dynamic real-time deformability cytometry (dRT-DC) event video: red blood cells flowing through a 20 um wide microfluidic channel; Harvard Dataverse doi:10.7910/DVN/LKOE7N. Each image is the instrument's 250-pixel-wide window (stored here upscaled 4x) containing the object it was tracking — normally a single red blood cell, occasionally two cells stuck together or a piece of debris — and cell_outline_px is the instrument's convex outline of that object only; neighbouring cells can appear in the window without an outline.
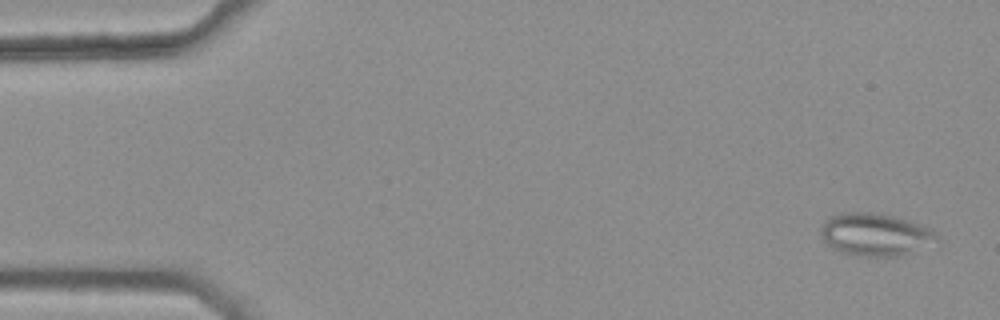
{"species": "common noctule bat (a hibernating species)", "species_latin": "Nyctalus noctula", "temperature_condition": "warm", "stored_images_in_passage": 45, "camera_frame_rate_fps": 3000, "um_per_image_px": 0.085, "animal": {"sex": "female", "body_mass_g": 25.1}, "frame": {"image": 1, "passage_image": 2, "time_ms": 0.333, "image_size_px": [1000, 320], "cell_outline_px": [[936, 240], [896, 256], [856, 256], [832, 248], [820, 236], [820, 228], [832, 216], [840, 212], [872, 212], [892, 216], [908, 220], [928, 228], [936, 236]], "centroid_in_image_um": [74.28, 19.91], "position_along_channel_um": 10.7, "area_um2": 27.8}}
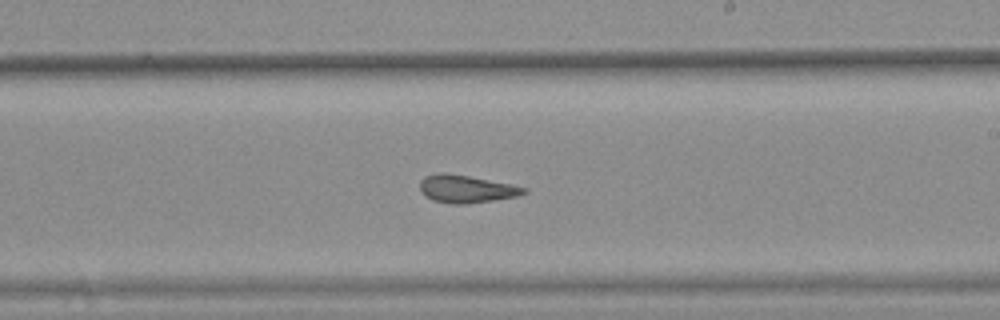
{"frame": {"image": 2, "passage_image": 31, "time_ms": 10.0, "image_size_px": [1000, 320], "cell_outline_px": [[528, 192], [516, 196], [492, 200], [464, 204], [452, 204], [432, 200], [424, 196], [420, 188], [420, 180], [424, 176], [436, 172], [444, 172], [468, 176], [512, 184], [528, 188]], "centroid_in_image_um": [39.6, 16.05], "position_along_channel_um": 249.4, "area_um2": 16.82}}
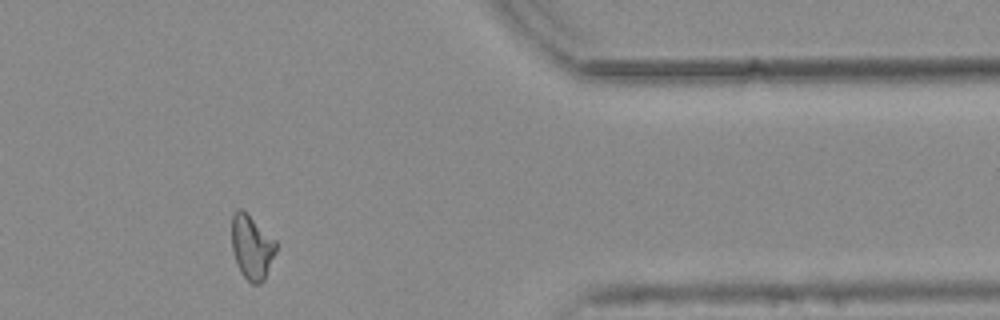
{"frame": {"image": 3, "passage_image": 44, "time_ms": 14.333, "image_size_px": [1000, 320], "cell_outline_px": [[276, 252], [264, 280], [260, 284], [252, 284], [240, 272], [236, 264], [232, 252], [232, 216], [236, 208], [240, 208], [276, 240]], "centroid_in_image_um": [21.39, 21.03], "position_along_channel_um": 390.0, "area_um2": 16.53}, "authors_computed_cell_mechanics": {"area_um2": 17.5134, "velocity_mm_per_s": 3.7739, "shape_relaxation_time_tau1_ms": null, "shape_relaxation_time_tau2_ms": 1.8541, "deformation_change_tau1": null, "deformation_change_tau2": 0.1053}}